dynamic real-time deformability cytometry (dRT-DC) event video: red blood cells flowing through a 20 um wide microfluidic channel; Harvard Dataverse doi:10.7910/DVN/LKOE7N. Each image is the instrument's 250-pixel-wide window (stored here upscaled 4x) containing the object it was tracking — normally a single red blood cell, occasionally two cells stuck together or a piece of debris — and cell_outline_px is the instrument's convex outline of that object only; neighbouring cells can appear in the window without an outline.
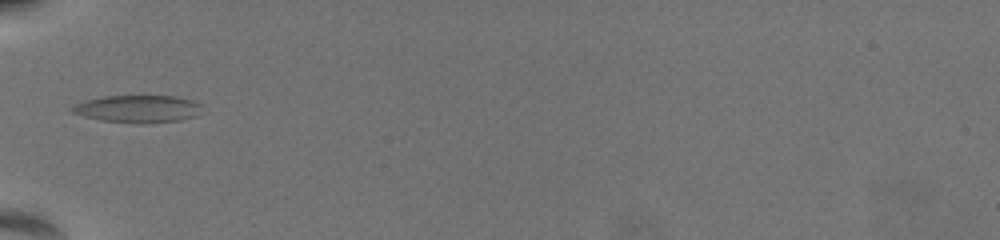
{"species": "common noctule bat (a hibernating species)", "species_latin": "Nyctalus noctula", "temperature_condition": "warm", "stored_images_in_passage": 38, "camera_frame_rate_fps": 3000, "um_per_image_px": 0.085, "animal": {"sex": "female", "body_mass_g": 19.5, "forearm_length_mm": 54.1}, "frame": {"image": 1, "passage_image": 1, "time_ms": 0.0, "image_size_px": [1000, 240], "cell_outline_px": [[200, 104], [196, 116], [180, 120], [100, 120], [84, 116], [72, 112], [68, 108], [76, 104], [88, 100], [104, 96], [176, 96], [192, 100]], "centroid_in_image_um": [11.68, 9.19], "position_along_channel_um": 73.3, "area_um2": 19.42}}
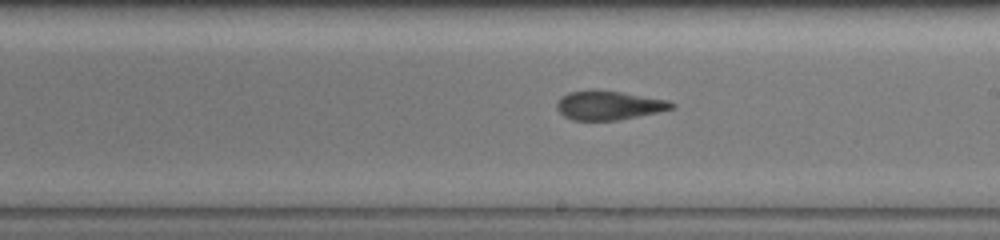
{"frame": {"image": 2, "passage_image": 15, "time_ms": 4.667, "image_size_px": [1000, 240], "cell_outline_px": [[676, 104], [672, 108], [656, 112], [620, 120], [572, 120], [564, 116], [556, 108], [556, 104], [560, 96], [568, 92], [592, 88], [620, 92], [668, 100]], "centroid_in_image_um": [51.68, 8.93], "position_along_channel_um": 237.3, "area_um2": 19.54}}
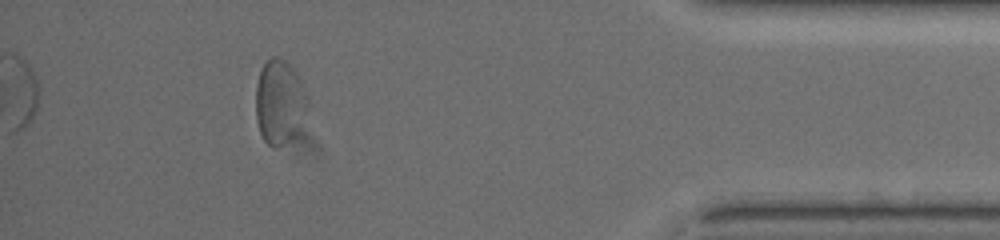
{"frame": {"image": 3, "passage_image": 33, "time_ms": 10.667, "image_size_px": [1000, 240], "cell_outline_px": [[308, 100], [304, 112], [292, 136], [284, 144], [276, 148], [272, 148], [264, 140], [260, 132], [256, 120], [256, 84], [260, 72], [264, 64], [272, 56], [276, 56], [284, 60], [288, 64], [296, 76]], "centroid_in_image_um": [23.68, 8.68], "position_along_channel_um": 411.5, "area_um2": 24.39}, "authors_computed_cell_mechanics": {"area_um2": 19.5364, "velocity_mm_per_s": 3.5645, "shape_relaxation_time_tau1_ms": 4.9707, "shape_relaxation_time_tau2_ms": 2.9001, "deformation_change_tau1": 0.1511, "deformation_change_tau2": 0.1329}}